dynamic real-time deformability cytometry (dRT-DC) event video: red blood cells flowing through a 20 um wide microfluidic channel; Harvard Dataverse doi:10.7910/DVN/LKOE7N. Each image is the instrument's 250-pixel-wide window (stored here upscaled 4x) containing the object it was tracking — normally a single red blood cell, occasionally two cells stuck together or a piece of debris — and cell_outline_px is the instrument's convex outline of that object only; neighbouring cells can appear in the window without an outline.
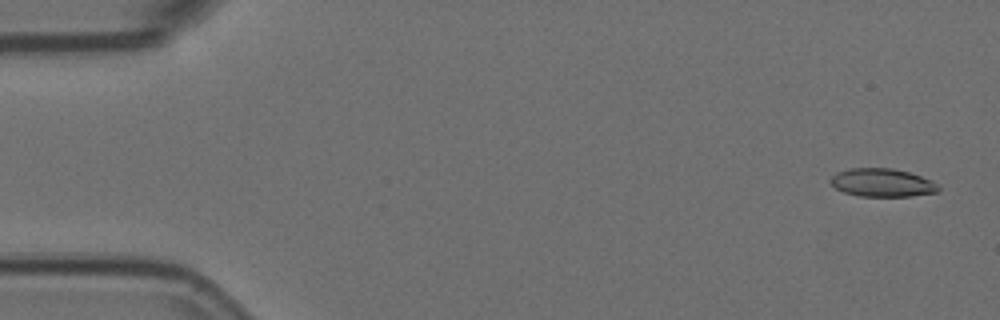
{"species": "Egyptian fruit bat (a non-hibernating species)", "species_latin": "Rousettus aegyptiacus", "temperature_condition": "room temperature", "stored_images_in_passage": 5, "camera_frame_rate_fps": 3000, "um_per_image_px": 0.085, "animal": {"sex": "female"}, "frame": {"image": 1, "passage_image": 1, "time_ms": 0.0, "image_size_px": [1000, 320], "cell_outline_px": [[940, 188], [936, 192], [912, 196], [860, 196], [844, 192], [836, 188], [828, 180], [836, 172], [848, 168], [892, 168], [908, 172], [932, 180]], "centroid_in_image_um": [74.96, 15.52], "position_along_channel_um": 10.0, "area_um2": 17.69}}
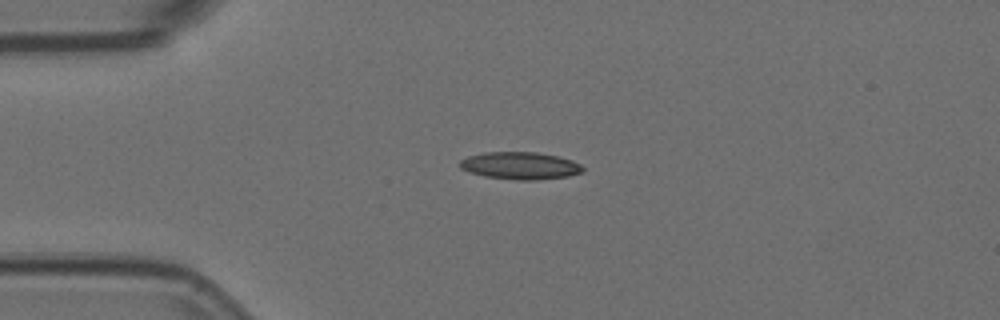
{"frame": {"image": 2, "passage_image": 4, "time_ms": 1.0, "image_size_px": [1000, 320], "cell_outline_px": [[584, 172], [568, 176], [536, 180], [520, 180], [484, 176], [468, 172], [460, 168], [460, 160], [468, 156], [484, 152], [536, 152], [560, 156], [572, 160], [580, 164], [584, 168]], "centroid_in_image_um": [44.23, 14.08], "position_along_channel_um": 40.8, "area_um2": 19.71}}